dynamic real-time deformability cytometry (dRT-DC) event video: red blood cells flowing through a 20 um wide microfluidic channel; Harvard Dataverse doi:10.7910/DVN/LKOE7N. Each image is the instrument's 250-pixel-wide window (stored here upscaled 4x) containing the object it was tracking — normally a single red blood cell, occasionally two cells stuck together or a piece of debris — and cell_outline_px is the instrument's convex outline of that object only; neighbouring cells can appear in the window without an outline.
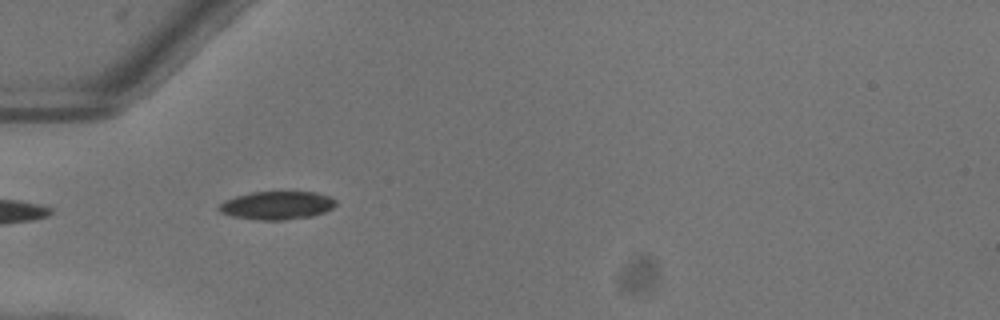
{"species": "common noctule bat (a hibernating species)", "species_latin": "Nyctalus noctula", "temperature_condition": "warm", "stored_images_in_passage": 36, "camera_frame_rate_fps": 3000, "um_per_image_px": 0.085, "animal": {"sex": "female"}, "frame": {"image": 1, "passage_image": 1, "time_ms": 0.0, "image_size_px": [1000, 320], "cell_outline_px": [[336, 204], [332, 208], [324, 212], [312, 216], [284, 220], [260, 220], [232, 216], [220, 212], [220, 204], [224, 200], [236, 196], [252, 192], [316, 192], [332, 196], [336, 200]], "centroid_in_image_um": [23.58, 17.45], "position_along_channel_um": 61.4, "area_um2": 19.19}}
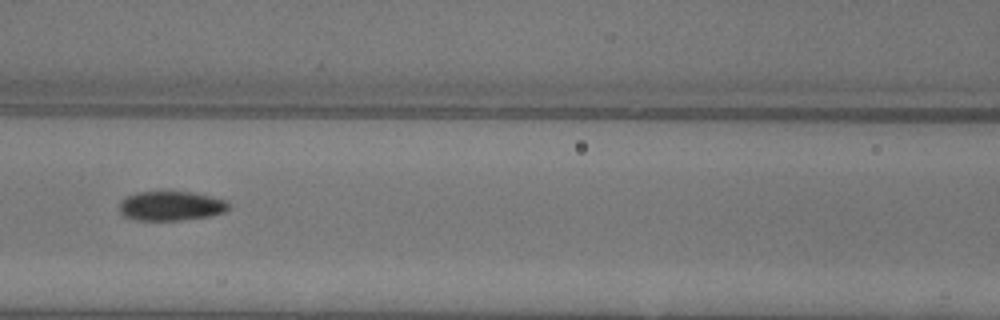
{"frame": {"image": 2, "passage_image": 8, "time_ms": 2.333, "image_size_px": [1000, 320], "cell_outline_px": [[228, 208], [224, 212], [212, 216], [176, 220], [136, 220], [124, 216], [120, 212], [120, 204], [128, 196], [136, 192], [196, 192], [224, 200], [228, 204]], "centroid_in_image_um": [14.54, 17.5], "position_along_channel_um": 152.1, "area_um2": 18.5}}
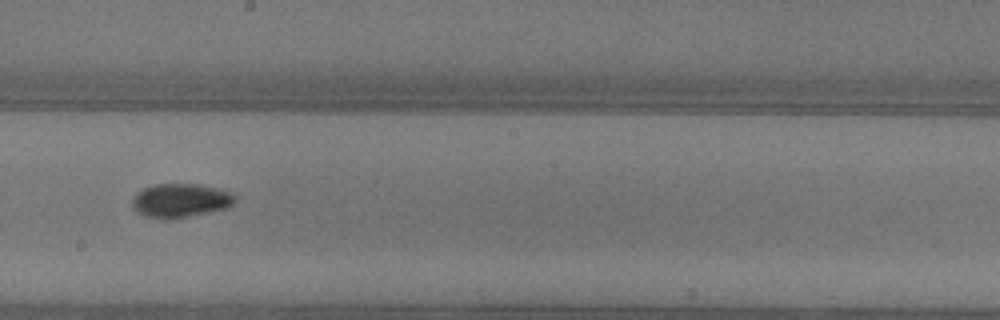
{"frame": {"image": 3, "passage_image": 14, "time_ms": 4.333, "image_size_px": [1000, 320], "cell_outline_px": [[236, 200], [228, 208], [168, 220], [148, 216], [136, 212], [132, 208], [132, 200], [136, 192], [144, 188], [156, 184], [196, 184], [220, 188], [232, 192], [236, 196]], "centroid_in_image_um": [15.35, 17.03], "position_along_channel_um": 232.8, "area_um2": 20.4}, "authors_computed_cell_mechanics": {"area_um2": 18.6116, "velocity_mm_per_s": 4.0494, "shape_relaxation_time_tau1_ms": 2.9644, "shape_relaxation_time_tau2_ms": null, "deformation_change_tau1": 0.1066, "deformation_change_tau2": null}}